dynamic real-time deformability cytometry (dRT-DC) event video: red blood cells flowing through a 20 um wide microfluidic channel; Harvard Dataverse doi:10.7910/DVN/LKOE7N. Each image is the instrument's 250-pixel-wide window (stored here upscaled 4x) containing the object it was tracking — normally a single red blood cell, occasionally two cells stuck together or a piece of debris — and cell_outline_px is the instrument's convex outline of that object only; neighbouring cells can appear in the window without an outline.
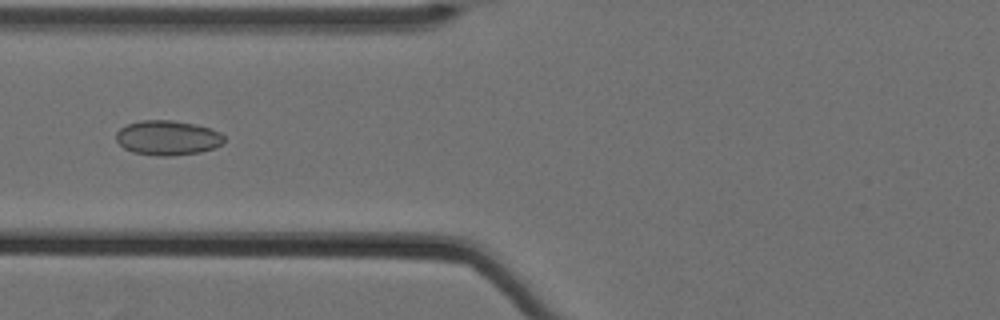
{"species": "Egyptian fruit bat (a non-hibernating species)", "species_latin": "Rousettus aegyptiacus", "temperature_condition": "cold", "stored_images_in_passage": 43, "camera_frame_rate_fps": 3000, "um_per_image_px": 0.085, "animal": {"sex": "female"}, "frame": {"image": 1, "passage_image": 10, "time_ms": 3.0, "image_size_px": [1000, 320], "cell_outline_px": [[224, 140], [220, 144], [212, 148], [200, 152], [172, 156], [156, 156], [132, 152], [124, 148], [116, 140], [116, 132], [120, 128], [128, 124], [140, 120], [172, 120], [192, 124], [208, 128], [220, 132], [224, 136]], "centroid_in_image_um": [14.2, 11.72], "position_along_channel_um": 111.6, "area_um2": 21.73}}
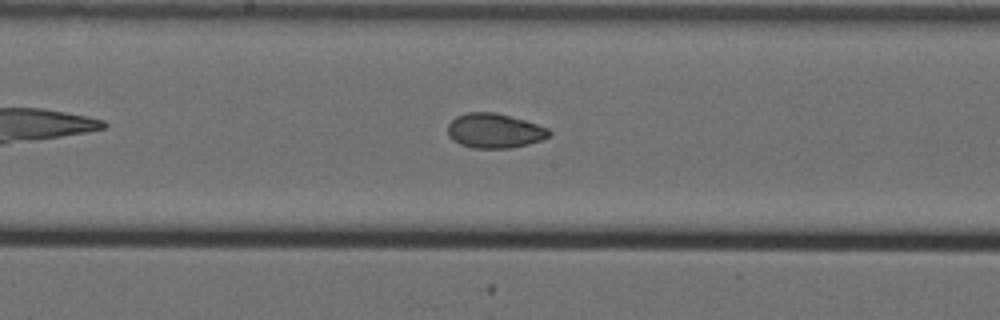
{"frame": {"image": 2, "passage_image": 18, "time_ms": 5.667, "image_size_px": [1000, 320], "cell_outline_px": [[552, 136], [528, 144], [512, 148], [472, 148], [460, 144], [452, 140], [448, 136], [448, 124], [456, 116], [468, 112], [496, 112], [524, 120], [548, 128], [552, 132]], "centroid_in_image_um": [42.03, 11.12], "position_along_channel_um": 206.2, "area_um2": 20.58}}
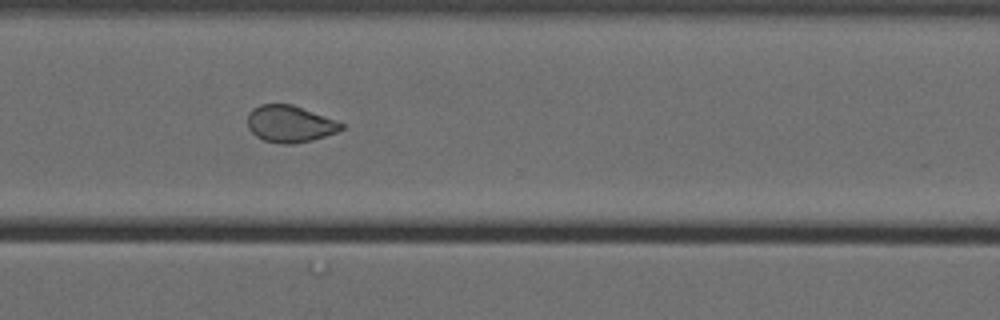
{"frame": {"image": 3, "passage_image": 30, "time_ms": 9.667, "image_size_px": [1000, 320], "cell_outline_px": [[344, 128], [336, 132], [312, 140], [292, 144], [280, 144], [264, 140], [256, 136], [248, 128], [248, 112], [252, 108], [260, 104], [292, 104], [336, 120], [344, 124]], "centroid_in_image_um": [24.62, 10.53], "position_along_channel_um": 346.0, "area_um2": 20.11}, "authors_computed_cell_mechanics": {"area_um2": 20.5768, "velocity_mm_per_s": 3.5216, "shape_relaxation_time_tau1_ms": null, "shape_relaxation_time_tau2_ms": 2.444, "deformation_change_tau1": null, "deformation_change_tau2": 0.064}}